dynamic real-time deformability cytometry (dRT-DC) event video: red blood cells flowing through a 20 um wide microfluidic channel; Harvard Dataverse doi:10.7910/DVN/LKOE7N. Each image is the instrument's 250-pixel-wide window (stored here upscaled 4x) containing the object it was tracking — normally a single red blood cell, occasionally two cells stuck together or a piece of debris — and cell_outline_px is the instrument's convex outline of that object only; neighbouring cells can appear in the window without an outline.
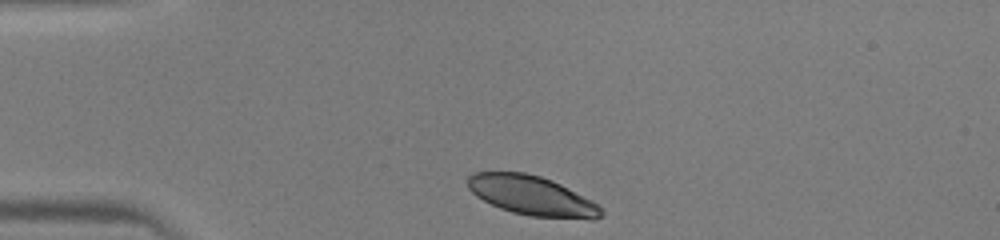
{"species": "human", "species_latin": "Homo sapiens", "temperature_condition": "warm", "stored_images_in_passage": 31, "camera_frame_rate_fps": 3000, "um_per_image_px": 0.085, "donor": {"sex": "male"}, "frame": {"image": 1, "passage_image": 1, "time_ms": 0.0, "image_size_px": [1000, 240], "cell_outline_px": [[604, 212], [596, 220], [592, 220], [532, 216], [512, 212], [500, 208], [476, 196], [468, 188], [468, 176], [472, 172], [524, 172], [540, 176], [552, 180], [592, 200]], "centroid_in_image_um": [45.22, 16.63], "position_along_channel_um": 39.8, "area_um2": 30.63}}
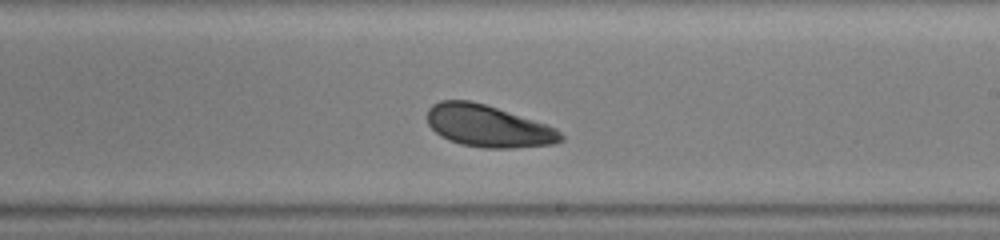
{"frame": {"image": 2, "passage_image": 18, "time_ms": 5.667, "image_size_px": [1000, 240], "cell_outline_px": [[564, 140], [556, 144], [512, 148], [484, 148], [460, 144], [448, 140], [440, 136], [428, 124], [428, 108], [432, 104], [440, 100], [468, 100], [484, 104], [556, 128], [564, 136]], "centroid_in_image_um": [41.47, 10.73], "position_along_channel_um": 247.5, "area_um2": 32.48}}
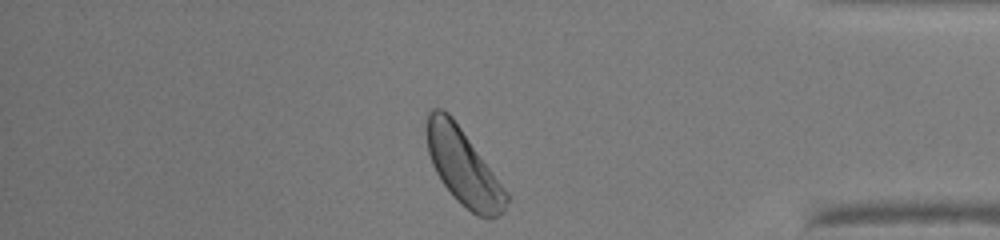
{"frame": {"image": 3, "passage_image": 30, "time_ms": 9.667, "image_size_px": [1000, 240], "cell_outline_px": [[508, 200], [504, 212], [492, 220], [476, 216], [456, 200], [452, 196], [440, 180], [432, 164], [428, 152], [428, 112], [432, 108], [440, 108], [448, 112], [452, 116], [508, 192]], "centroid_in_image_um": [39.41, 14.25], "position_along_channel_um": 395.8, "area_um2": 35.08}}